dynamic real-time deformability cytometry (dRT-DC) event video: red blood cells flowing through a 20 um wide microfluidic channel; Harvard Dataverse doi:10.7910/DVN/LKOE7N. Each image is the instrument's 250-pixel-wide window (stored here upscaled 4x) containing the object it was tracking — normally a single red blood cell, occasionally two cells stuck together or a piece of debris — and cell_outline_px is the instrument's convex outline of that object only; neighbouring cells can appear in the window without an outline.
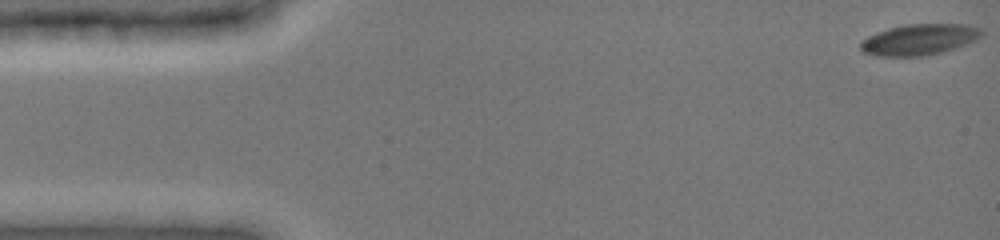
{"species": "common noctule bat (a hibernating species)", "species_latin": "Nyctalus noctula", "temperature_condition": "cold", "stored_images_in_passage": 10, "camera_frame_rate_fps": 3000, "um_per_image_px": 0.085, "animal": {"sex": "female", "body_mass_g": 19.0, "forearm_length_mm": 51.5}, "frame": {"image": 1, "passage_image": 1, "time_ms": 0.0, "image_size_px": [1000, 240], "cell_outline_px": [[984, 32], [976, 40], [956, 48], [944, 52], [924, 56], [876, 56], [864, 52], [860, 48], [860, 44], [868, 36], [888, 28], [904, 24], [968, 24], [980, 28]], "centroid_in_image_um": [78.17, 3.36], "position_along_channel_um": 6.8, "area_um2": 21.96}}
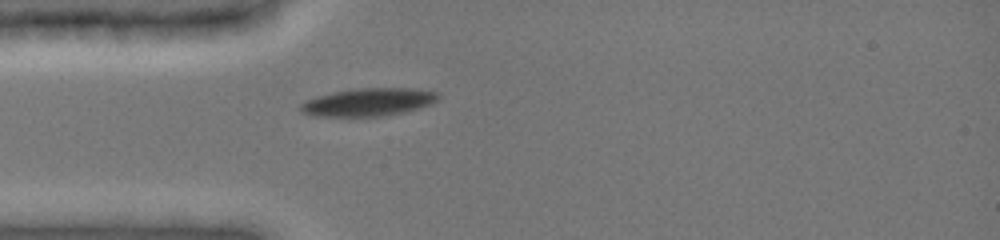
{"frame": {"image": 2, "passage_image": 6, "time_ms": 4.333, "image_size_px": [1000, 240], "cell_outline_px": [[440, 96], [432, 104], [404, 112], [384, 116], [312, 116], [300, 112], [300, 104], [304, 100], [316, 96], [332, 92], [360, 88], [408, 88], [436, 92]], "centroid_in_image_um": [31.26, 8.68], "position_along_channel_um": 53.7, "area_um2": 22.37}}
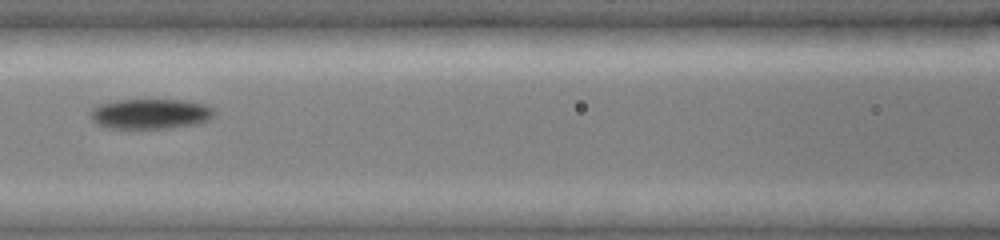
{"frame": {"image": 3, "passage_image": 9, "time_ms": 7.0, "image_size_px": [1000, 240], "cell_outline_px": [[216, 112], [208, 120], [196, 124], [168, 128], [108, 128], [96, 124], [92, 120], [92, 108], [100, 104], [116, 100], [184, 100], [208, 104]], "centroid_in_image_um": [12.81, 9.67], "position_along_channel_um": 153.8, "area_um2": 21.73}}